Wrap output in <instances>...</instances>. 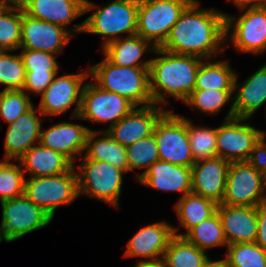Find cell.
Segmentation results:
<instances>
[{
	"label": "cell",
	"instance_id": "21",
	"mask_svg": "<svg viewBox=\"0 0 266 267\" xmlns=\"http://www.w3.org/2000/svg\"><path fill=\"white\" fill-rule=\"evenodd\" d=\"M36 112L40 111L38 108L35 110L33 106L16 121L9 124L4 144L5 160L18 161L36 145L33 143H40L41 123L43 121L39 119Z\"/></svg>",
	"mask_w": 266,
	"mask_h": 267
},
{
	"label": "cell",
	"instance_id": "45",
	"mask_svg": "<svg viewBox=\"0 0 266 267\" xmlns=\"http://www.w3.org/2000/svg\"><path fill=\"white\" fill-rule=\"evenodd\" d=\"M134 267H164L161 261L158 262H138Z\"/></svg>",
	"mask_w": 266,
	"mask_h": 267
},
{
	"label": "cell",
	"instance_id": "5",
	"mask_svg": "<svg viewBox=\"0 0 266 267\" xmlns=\"http://www.w3.org/2000/svg\"><path fill=\"white\" fill-rule=\"evenodd\" d=\"M193 0H139L136 34L156 48L169 35L172 26Z\"/></svg>",
	"mask_w": 266,
	"mask_h": 267
},
{
	"label": "cell",
	"instance_id": "18",
	"mask_svg": "<svg viewBox=\"0 0 266 267\" xmlns=\"http://www.w3.org/2000/svg\"><path fill=\"white\" fill-rule=\"evenodd\" d=\"M21 6L30 17L51 22L65 30L76 18L97 7L88 0H27Z\"/></svg>",
	"mask_w": 266,
	"mask_h": 267
},
{
	"label": "cell",
	"instance_id": "38",
	"mask_svg": "<svg viewBox=\"0 0 266 267\" xmlns=\"http://www.w3.org/2000/svg\"><path fill=\"white\" fill-rule=\"evenodd\" d=\"M24 170L9 160L0 162V201L22 196L25 188Z\"/></svg>",
	"mask_w": 266,
	"mask_h": 267
},
{
	"label": "cell",
	"instance_id": "49",
	"mask_svg": "<svg viewBox=\"0 0 266 267\" xmlns=\"http://www.w3.org/2000/svg\"><path fill=\"white\" fill-rule=\"evenodd\" d=\"M4 5V1L0 0V8Z\"/></svg>",
	"mask_w": 266,
	"mask_h": 267
},
{
	"label": "cell",
	"instance_id": "32",
	"mask_svg": "<svg viewBox=\"0 0 266 267\" xmlns=\"http://www.w3.org/2000/svg\"><path fill=\"white\" fill-rule=\"evenodd\" d=\"M21 24H22V6L4 4L0 8L1 51L10 52L20 49Z\"/></svg>",
	"mask_w": 266,
	"mask_h": 267
},
{
	"label": "cell",
	"instance_id": "43",
	"mask_svg": "<svg viewBox=\"0 0 266 267\" xmlns=\"http://www.w3.org/2000/svg\"><path fill=\"white\" fill-rule=\"evenodd\" d=\"M255 242L266 251V202L257 206V237Z\"/></svg>",
	"mask_w": 266,
	"mask_h": 267
},
{
	"label": "cell",
	"instance_id": "3",
	"mask_svg": "<svg viewBox=\"0 0 266 267\" xmlns=\"http://www.w3.org/2000/svg\"><path fill=\"white\" fill-rule=\"evenodd\" d=\"M150 67H121L111 63L106 57L104 60L89 69L99 88L115 92L136 107L153 104L149 80ZM144 103V104H143Z\"/></svg>",
	"mask_w": 266,
	"mask_h": 267
},
{
	"label": "cell",
	"instance_id": "30",
	"mask_svg": "<svg viewBox=\"0 0 266 267\" xmlns=\"http://www.w3.org/2000/svg\"><path fill=\"white\" fill-rule=\"evenodd\" d=\"M217 205L211 199L191 192L177 201L175 211L180 225L187 233L192 227L212 216L216 212Z\"/></svg>",
	"mask_w": 266,
	"mask_h": 267
},
{
	"label": "cell",
	"instance_id": "20",
	"mask_svg": "<svg viewBox=\"0 0 266 267\" xmlns=\"http://www.w3.org/2000/svg\"><path fill=\"white\" fill-rule=\"evenodd\" d=\"M216 211L228 245L255 242L257 207L218 204Z\"/></svg>",
	"mask_w": 266,
	"mask_h": 267
},
{
	"label": "cell",
	"instance_id": "17",
	"mask_svg": "<svg viewBox=\"0 0 266 267\" xmlns=\"http://www.w3.org/2000/svg\"><path fill=\"white\" fill-rule=\"evenodd\" d=\"M178 229L166 222H157L141 228L129 240L124 257H144L149 259L139 262L162 261L164 252Z\"/></svg>",
	"mask_w": 266,
	"mask_h": 267
},
{
	"label": "cell",
	"instance_id": "35",
	"mask_svg": "<svg viewBox=\"0 0 266 267\" xmlns=\"http://www.w3.org/2000/svg\"><path fill=\"white\" fill-rule=\"evenodd\" d=\"M125 148L129 171L136 168L147 167L142 174L136 177L137 180L149 169L151 165L159 160L158 146L154 133Z\"/></svg>",
	"mask_w": 266,
	"mask_h": 267
},
{
	"label": "cell",
	"instance_id": "6",
	"mask_svg": "<svg viewBox=\"0 0 266 267\" xmlns=\"http://www.w3.org/2000/svg\"><path fill=\"white\" fill-rule=\"evenodd\" d=\"M24 195L53 218L58 206L69 205L79 196L74 165L59 175L25 180Z\"/></svg>",
	"mask_w": 266,
	"mask_h": 267
},
{
	"label": "cell",
	"instance_id": "23",
	"mask_svg": "<svg viewBox=\"0 0 266 267\" xmlns=\"http://www.w3.org/2000/svg\"><path fill=\"white\" fill-rule=\"evenodd\" d=\"M91 129L69 122L51 126L44 132L41 130L40 144L58 151L66 156L73 164L77 154L85 150L86 139Z\"/></svg>",
	"mask_w": 266,
	"mask_h": 267
},
{
	"label": "cell",
	"instance_id": "28",
	"mask_svg": "<svg viewBox=\"0 0 266 267\" xmlns=\"http://www.w3.org/2000/svg\"><path fill=\"white\" fill-rule=\"evenodd\" d=\"M211 261L205 251L189 243L184 237L174 236L161 262L164 267H206Z\"/></svg>",
	"mask_w": 266,
	"mask_h": 267
},
{
	"label": "cell",
	"instance_id": "33",
	"mask_svg": "<svg viewBox=\"0 0 266 267\" xmlns=\"http://www.w3.org/2000/svg\"><path fill=\"white\" fill-rule=\"evenodd\" d=\"M223 267H266V251L256 242L237 243L227 246Z\"/></svg>",
	"mask_w": 266,
	"mask_h": 267
},
{
	"label": "cell",
	"instance_id": "42",
	"mask_svg": "<svg viewBox=\"0 0 266 267\" xmlns=\"http://www.w3.org/2000/svg\"><path fill=\"white\" fill-rule=\"evenodd\" d=\"M266 134L254 145L247 162L257 171L263 173L266 171Z\"/></svg>",
	"mask_w": 266,
	"mask_h": 267
},
{
	"label": "cell",
	"instance_id": "27",
	"mask_svg": "<svg viewBox=\"0 0 266 267\" xmlns=\"http://www.w3.org/2000/svg\"><path fill=\"white\" fill-rule=\"evenodd\" d=\"M103 138H97V131H90L86 139L84 158L107 162L125 173L129 171L126 148L116 142L106 131L101 132Z\"/></svg>",
	"mask_w": 266,
	"mask_h": 267
},
{
	"label": "cell",
	"instance_id": "40",
	"mask_svg": "<svg viewBox=\"0 0 266 267\" xmlns=\"http://www.w3.org/2000/svg\"><path fill=\"white\" fill-rule=\"evenodd\" d=\"M55 55L30 49H23L20 53L26 74H57L59 65Z\"/></svg>",
	"mask_w": 266,
	"mask_h": 267
},
{
	"label": "cell",
	"instance_id": "44",
	"mask_svg": "<svg viewBox=\"0 0 266 267\" xmlns=\"http://www.w3.org/2000/svg\"><path fill=\"white\" fill-rule=\"evenodd\" d=\"M241 10L245 8L266 7V0H232ZM250 5V6H249Z\"/></svg>",
	"mask_w": 266,
	"mask_h": 267
},
{
	"label": "cell",
	"instance_id": "7",
	"mask_svg": "<svg viewBox=\"0 0 266 267\" xmlns=\"http://www.w3.org/2000/svg\"><path fill=\"white\" fill-rule=\"evenodd\" d=\"M153 133L157 141L159 160L192 167L195 162L185 117L167 110L156 122Z\"/></svg>",
	"mask_w": 266,
	"mask_h": 267
},
{
	"label": "cell",
	"instance_id": "19",
	"mask_svg": "<svg viewBox=\"0 0 266 267\" xmlns=\"http://www.w3.org/2000/svg\"><path fill=\"white\" fill-rule=\"evenodd\" d=\"M230 162L218 156L192 165V192L221 204Z\"/></svg>",
	"mask_w": 266,
	"mask_h": 267
},
{
	"label": "cell",
	"instance_id": "48",
	"mask_svg": "<svg viewBox=\"0 0 266 267\" xmlns=\"http://www.w3.org/2000/svg\"><path fill=\"white\" fill-rule=\"evenodd\" d=\"M220 264V260L211 261L206 267H217Z\"/></svg>",
	"mask_w": 266,
	"mask_h": 267
},
{
	"label": "cell",
	"instance_id": "10",
	"mask_svg": "<svg viewBox=\"0 0 266 267\" xmlns=\"http://www.w3.org/2000/svg\"><path fill=\"white\" fill-rule=\"evenodd\" d=\"M136 106L127 98L86 82L82 92V104L77 119L116 124Z\"/></svg>",
	"mask_w": 266,
	"mask_h": 267
},
{
	"label": "cell",
	"instance_id": "31",
	"mask_svg": "<svg viewBox=\"0 0 266 267\" xmlns=\"http://www.w3.org/2000/svg\"><path fill=\"white\" fill-rule=\"evenodd\" d=\"M174 235L184 237L189 243L203 251L215 246H228L217 211L199 225L192 227L187 233Z\"/></svg>",
	"mask_w": 266,
	"mask_h": 267
},
{
	"label": "cell",
	"instance_id": "15",
	"mask_svg": "<svg viewBox=\"0 0 266 267\" xmlns=\"http://www.w3.org/2000/svg\"><path fill=\"white\" fill-rule=\"evenodd\" d=\"M72 37L71 31L51 22L32 18L22 8L20 48L57 54L62 52V48L69 44Z\"/></svg>",
	"mask_w": 266,
	"mask_h": 267
},
{
	"label": "cell",
	"instance_id": "4",
	"mask_svg": "<svg viewBox=\"0 0 266 267\" xmlns=\"http://www.w3.org/2000/svg\"><path fill=\"white\" fill-rule=\"evenodd\" d=\"M138 5L139 0H114L105 7H99L71 31L105 37L102 47L120 39V33H128L127 37L134 36L137 32Z\"/></svg>",
	"mask_w": 266,
	"mask_h": 267
},
{
	"label": "cell",
	"instance_id": "41",
	"mask_svg": "<svg viewBox=\"0 0 266 267\" xmlns=\"http://www.w3.org/2000/svg\"><path fill=\"white\" fill-rule=\"evenodd\" d=\"M56 74H26L23 91L35 92L41 95L53 82Z\"/></svg>",
	"mask_w": 266,
	"mask_h": 267
},
{
	"label": "cell",
	"instance_id": "46",
	"mask_svg": "<svg viewBox=\"0 0 266 267\" xmlns=\"http://www.w3.org/2000/svg\"><path fill=\"white\" fill-rule=\"evenodd\" d=\"M6 5H19L21 6L27 0H3Z\"/></svg>",
	"mask_w": 266,
	"mask_h": 267
},
{
	"label": "cell",
	"instance_id": "47",
	"mask_svg": "<svg viewBox=\"0 0 266 267\" xmlns=\"http://www.w3.org/2000/svg\"><path fill=\"white\" fill-rule=\"evenodd\" d=\"M262 181H263V190L266 192V171L262 173ZM265 202H266V193L264 194Z\"/></svg>",
	"mask_w": 266,
	"mask_h": 267
},
{
	"label": "cell",
	"instance_id": "37",
	"mask_svg": "<svg viewBox=\"0 0 266 267\" xmlns=\"http://www.w3.org/2000/svg\"><path fill=\"white\" fill-rule=\"evenodd\" d=\"M233 93L234 90L194 89L185 103L202 113L214 114L228 103Z\"/></svg>",
	"mask_w": 266,
	"mask_h": 267
},
{
	"label": "cell",
	"instance_id": "16",
	"mask_svg": "<svg viewBox=\"0 0 266 267\" xmlns=\"http://www.w3.org/2000/svg\"><path fill=\"white\" fill-rule=\"evenodd\" d=\"M166 112L157 105L134 108L116 124L109 126L106 132L121 146L127 147L153 133L156 122Z\"/></svg>",
	"mask_w": 266,
	"mask_h": 267
},
{
	"label": "cell",
	"instance_id": "36",
	"mask_svg": "<svg viewBox=\"0 0 266 267\" xmlns=\"http://www.w3.org/2000/svg\"><path fill=\"white\" fill-rule=\"evenodd\" d=\"M0 52V84L6 87L3 90H23L26 71L23 60L18 55Z\"/></svg>",
	"mask_w": 266,
	"mask_h": 267
},
{
	"label": "cell",
	"instance_id": "11",
	"mask_svg": "<svg viewBox=\"0 0 266 267\" xmlns=\"http://www.w3.org/2000/svg\"><path fill=\"white\" fill-rule=\"evenodd\" d=\"M264 202L262 173L247 161L230 162L221 204L257 207Z\"/></svg>",
	"mask_w": 266,
	"mask_h": 267
},
{
	"label": "cell",
	"instance_id": "1",
	"mask_svg": "<svg viewBox=\"0 0 266 267\" xmlns=\"http://www.w3.org/2000/svg\"><path fill=\"white\" fill-rule=\"evenodd\" d=\"M193 0L172 26L165 42L159 47L167 52L210 58L225 48V15L219 11L198 10ZM223 44V47H222Z\"/></svg>",
	"mask_w": 266,
	"mask_h": 267
},
{
	"label": "cell",
	"instance_id": "12",
	"mask_svg": "<svg viewBox=\"0 0 266 267\" xmlns=\"http://www.w3.org/2000/svg\"><path fill=\"white\" fill-rule=\"evenodd\" d=\"M41 94V102L38 110L41 115H60L65 113L73 104L75 109L72 116L80 114L82 104V92L89 76V70L78 74H67L57 77ZM82 87V88H81Z\"/></svg>",
	"mask_w": 266,
	"mask_h": 267
},
{
	"label": "cell",
	"instance_id": "39",
	"mask_svg": "<svg viewBox=\"0 0 266 267\" xmlns=\"http://www.w3.org/2000/svg\"><path fill=\"white\" fill-rule=\"evenodd\" d=\"M33 107L29 94L23 90L0 92V117L8 124L17 120Z\"/></svg>",
	"mask_w": 266,
	"mask_h": 267
},
{
	"label": "cell",
	"instance_id": "22",
	"mask_svg": "<svg viewBox=\"0 0 266 267\" xmlns=\"http://www.w3.org/2000/svg\"><path fill=\"white\" fill-rule=\"evenodd\" d=\"M192 168L158 160L138 179L142 184L162 191L192 192Z\"/></svg>",
	"mask_w": 266,
	"mask_h": 267
},
{
	"label": "cell",
	"instance_id": "13",
	"mask_svg": "<svg viewBox=\"0 0 266 267\" xmlns=\"http://www.w3.org/2000/svg\"><path fill=\"white\" fill-rule=\"evenodd\" d=\"M247 118L225 119L217 127V156L229 162L247 161L254 145L265 134L247 124ZM241 122V123H240Z\"/></svg>",
	"mask_w": 266,
	"mask_h": 267
},
{
	"label": "cell",
	"instance_id": "8",
	"mask_svg": "<svg viewBox=\"0 0 266 267\" xmlns=\"http://www.w3.org/2000/svg\"><path fill=\"white\" fill-rule=\"evenodd\" d=\"M77 172L78 194H85L118 207L123 170L103 161L83 158Z\"/></svg>",
	"mask_w": 266,
	"mask_h": 267
},
{
	"label": "cell",
	"instance_id": "25",
	"mask_svg": "<svg viewBox=\"0 0 266 267\" xmlns=\"http://www.w3.org/2000/svg\"><path fill=\"white\" fill-rule=\"evenodd\" d=\"M31 177L55 176L67 172L74 164L62 153L38 143L19 160Z\"/></svg>",
	"mask_w": 266,
	"mask_h": 267
},
{
	"label": "cell",
	"instance_id": "2",
	"mask_svg": "<svg viewBox=\"0 0 266 267\" xmlns=\"http://www.w3.org/2000/svg\"><path fill=\"white\" fill-rule=\"evenodd\" d=\"M153 53L162 55L151 59L149 68L153 104L166 103L163 93L185 102L195 89L196 74L202 58L170 53L159 47Z\"/></svg>",
	"mask_w": 266,
	"mask_h": 267
},
{
	"label": "cell",
	"instance_id": "9",
	"mask_svg": "<svg viewBox=\"0 0 266 267\" xmlns=\"http://www.w3.org/2000/svg\"><path fill=\"white\" fill-rule=\"evenodd\" d=\"M1 206V241H15L32 231L47 226L53 219L24 194L13 199L1 201Z\"/></svg>",
	"mask_w": 266,
	"mask_h": 267
},
{
	"label": "cell",
	"instance_id": "34",
	"mask_svg": "<svg viewBox=\"0 0 266 267\" xmlns=\"http://www.w3.org/2000/svg\"><path fill=\"white\" fill-rule=\"evenodd\" d=\"M191 152L194 162L217 156V128L195 127L187 119Z\"/></svg>",
	"mask_w": 266,
	"mask_h": 267
},
{
	"label": "cell",
	"instance_id": "26",
	"mask_svg": "<svg viewBox=\"0 0 266 267\" xmlns=\"http://www.w3.org/2000/svg\"><path fill=\"white\" fill-rule=\"evenodd\" d=\"M139 35L120 38L103 47L104 56L121 67H150L151 60L139 62L145 52H154L156 47Z\"/></svg>",
	"mask_w": 266,
	"mask_h": 267
},
{
	"label": "cell",
	"instance_id": "29",
	"mask_svg": "<svg viewBox=\"0 0 266 267\" xmlns=\"http://www.w3.org/2000/svg\"><path fill=\"white\" fill-rule=\"evenodd\" d=\"M237 74L232 71L228 61H202L197 74L195 89L234 90L239 87Z\"/></svg>",
	"mask_w": 266,
	"mask_h": 267
},
{
	"label": "cell",
	"instance_id": "14",
	"mask_svg": "<svg viewBox=\"0 0 266 267\" xmlns=\"http://www.w3.org/2000/svg\"><path fill=\"white\" fill-rule=\"evenodd\" d=\"M225 15L226 39L233 40L234 47L241 52L262 53L266 50V7L246 8L236 21ZM232 35L230 30H232Z\"/></svg>",
	"mask_w": 266,
	"mask_h": 267
},
{
	"label": "cell",
	"instance_id": "24",
	"mask_svg": "<svg viewBox=\"0 0 266 267\" xmlns=\"http://www.w3.org/2000/svg\"><path fill=\"white\" fill-rule=\"evenodd\" d=\"M225 119L251 118L266 103V63L239 87Z\"/></svg>",
	"mask_w": 266,
	"mask_h": 267
}]
</instances>
